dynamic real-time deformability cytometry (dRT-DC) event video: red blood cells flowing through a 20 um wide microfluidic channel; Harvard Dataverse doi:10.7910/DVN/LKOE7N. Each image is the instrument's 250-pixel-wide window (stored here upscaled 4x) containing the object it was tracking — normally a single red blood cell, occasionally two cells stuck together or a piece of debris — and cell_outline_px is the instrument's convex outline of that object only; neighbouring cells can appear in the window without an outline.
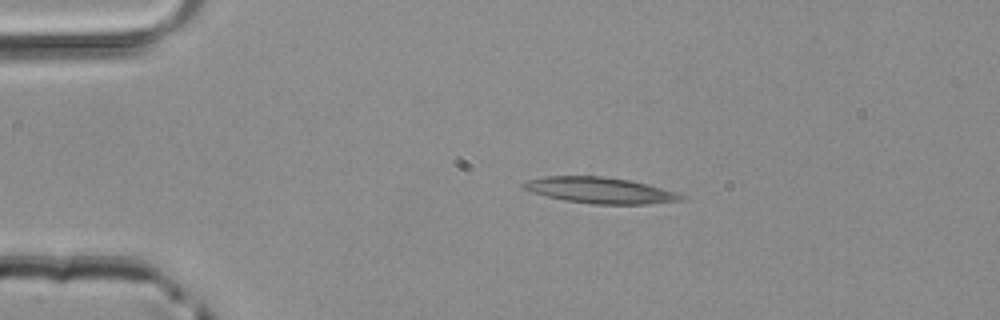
{"species": "common noctule bat (a hibernating species)", "species_latin": "Nyctalus noctula", "temperature_condition": "room temperature", "stored_images_in_passage": 41, "camera_frame_rate_fps": 3000, "um_per_image_px": 0.085, "animal": {"sex": "male", "body_mass_g": 20.4}, "frame": {"image": 1, "passage_image": 1, "time_ms": 0.0, "image_size_px": [1000, 320], "cell_outline_px": [[684, 200], [644, 204], [596, 204], [564, 200], [532, 192], [520, 188], [520, 184], [528, 180], [544, 176], [604, 176], [628, 180], [676, 192], [684, 196]], "centroid_in_image_um": [50.94, 16.17], "position_along_channel_um": 34.1, "area_um2": 23.64}}
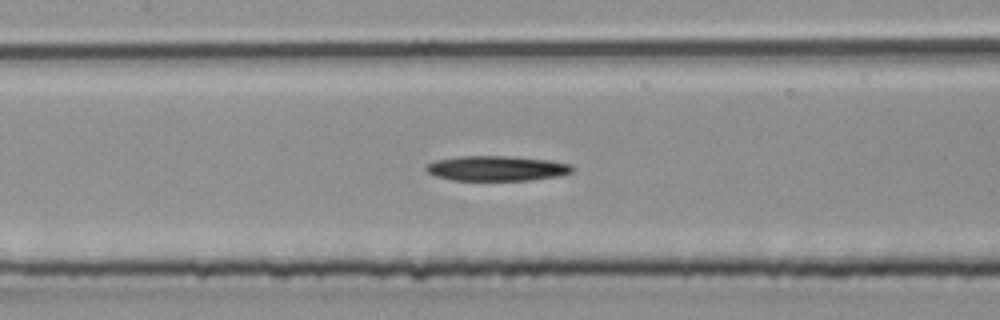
{"frame": {"image": 2, "passage_image": 14, "time_ms": 4.333, "image_size_px": [1000, 320], "cell_outline_px": [[576, 168], [572, 172], [556, 176], [528, 180], [452, 180], [436, 176], [428, 172], [424, 168], [424, 164], [436, 160], [456, 156], [508, 156], [548, 160], [572, 164]], "centroid_in_image_um": [42.19, 14.3], "position_along_channel_um": 165.2, "area_um2": 21.39}}
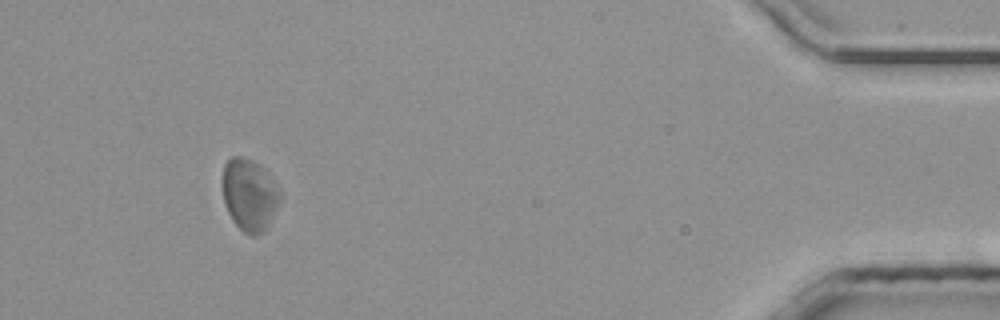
{"frame": {"image": 3, "passage_image": 37, "time_ms": 12.0, "image_size_px": [1000, 320], "cell_outline_px": [[280, 200], [264, 232], [256, 236], [248, 236], [232, 220], [228, 212], [224, 200], [224, 164], [232, 156], [244, 156], [260, 164], [268, 172], [280, 188]], "centroid_in_image_um": [21.23, 16.54], "position_along_channel_um": 414.0, "area_um2": 24.1}}